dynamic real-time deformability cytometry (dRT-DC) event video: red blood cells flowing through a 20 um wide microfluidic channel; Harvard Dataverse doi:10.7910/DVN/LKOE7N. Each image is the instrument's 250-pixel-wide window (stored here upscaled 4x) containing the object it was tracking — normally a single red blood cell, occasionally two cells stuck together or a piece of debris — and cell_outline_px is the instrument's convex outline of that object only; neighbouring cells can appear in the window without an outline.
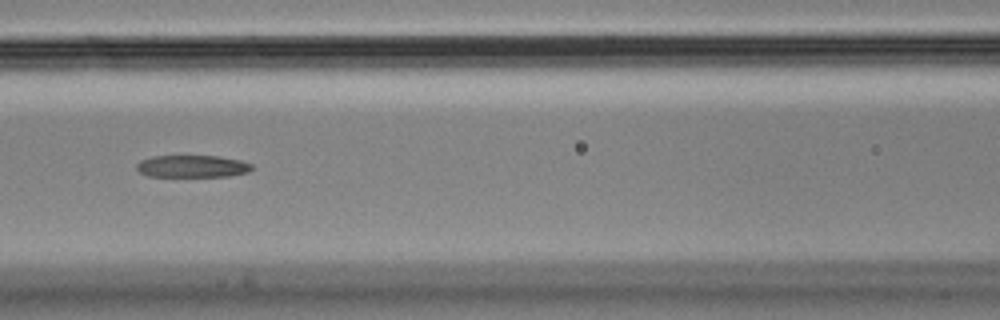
{"species": "Egyptian fruit bat (a non-hibernating species)", "species_latin": "Rousettus aegyptiacus", "temperature_condition": "cold", "stored_images_in_passage": 10, "camera_frame_rate_fps": 3000, "um_per_image_px": 0.085, "animal": {"sex": "male"}, "frame": {"image": 1, "passage_image": 7, "time_ms": 2.0, "image_size_px": [1000, 320], "cell_outline_px": [[256, 168], [248, 172], [228, 176], [148, 176], [140, 172], [136, 168], [136, 164], [140, 160], [152, 156], [220, 156], [240, 160], [252, 164]], "centroid_in_image_um": [16.37, 14.13], "position_along_channel_um": 150.2, "area_um2": 14.97}}
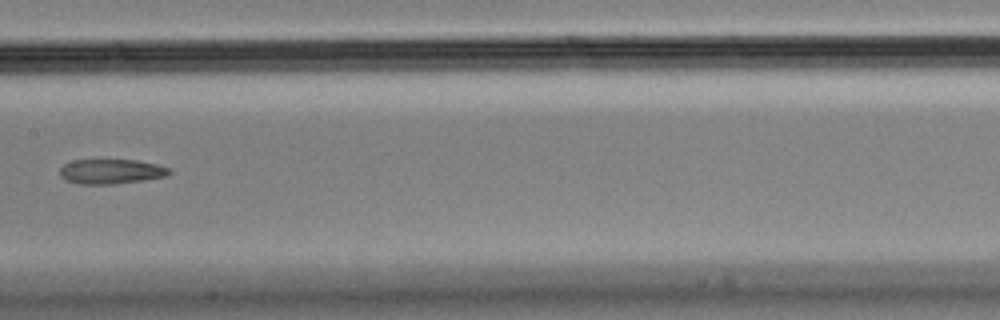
{"frame": {"image": 2, "passage_image": 8, "time_ms": 2.333, "image_size_px": [1000, 320], "cell_outline_px": [[172, 172], [168, 176], [144, 180], [112, 184], [80, 184], [64, 180], [60, 176], [60, 168], [64, 164], [72, 160], [136, 160], [156, 164], [168, 168]], "centroid_in_image_um": [9.43, 14.58], "position_along_channel_um": 198.0, "area_um2": 15.84}}